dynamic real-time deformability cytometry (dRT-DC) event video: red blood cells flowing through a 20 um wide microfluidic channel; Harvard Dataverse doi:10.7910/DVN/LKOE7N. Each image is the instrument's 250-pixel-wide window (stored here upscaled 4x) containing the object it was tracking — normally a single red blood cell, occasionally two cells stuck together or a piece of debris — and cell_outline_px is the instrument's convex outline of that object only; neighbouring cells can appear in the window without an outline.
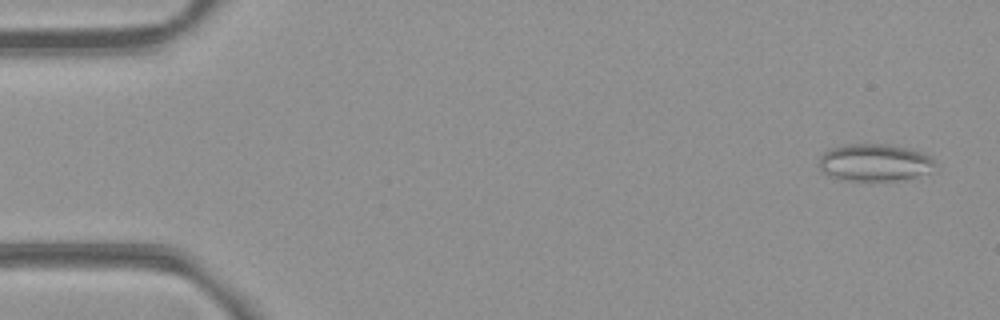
{"species": "common noctule bat (a hibernating species)", "species_latin": "Nyctalus noctula", "temperature_condition": "room temperature", "stored_images_in_passage": 52, "camera_frame_rate_fps": 3000, "um_per_image_px": 0.085, "animal": {"sex": "female", "body_mass_g": 21.9}, "frame": {"image": 1, "passage_image": 3, "time_ms": 0.667, "image_size_px": [1000, 320], "cell_outline_px": [[932, 164], [928, 172], [916, 176], [896, 180], [844, 180], [828, 176], [820, 168], [820, 156], [824, 152], [832, 148], [848, 144], [884, 144], [908, 148], [920, 152], [928, 156], [932, 160]], "centroid_in_image_um": [74.27, 13.81], "position_along_channel_um": 10.7, "area_um2": 24.57}}
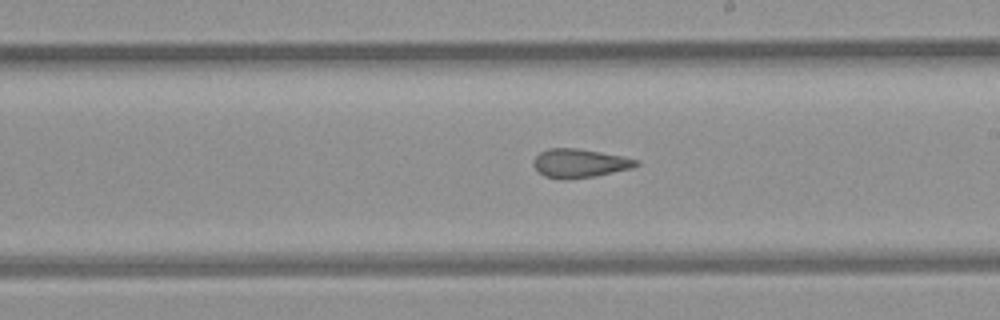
{"frame": {"image": 2, "passage_image": 31, "time_ms": 10.0, "image_size_px": [1000, 320], "cell_outline_px": [[640, 164], [632, 168], [596, 176], [544, 176], [532, 164], [532, 160], [540, 152], [548, 148], [576, 148], [600, 152], [620, 156], [636, 160]], "centroid_in_image_um": [49.27, 13.83], "position_along_channel_um": 239.7, "area_um2": 16.36}}
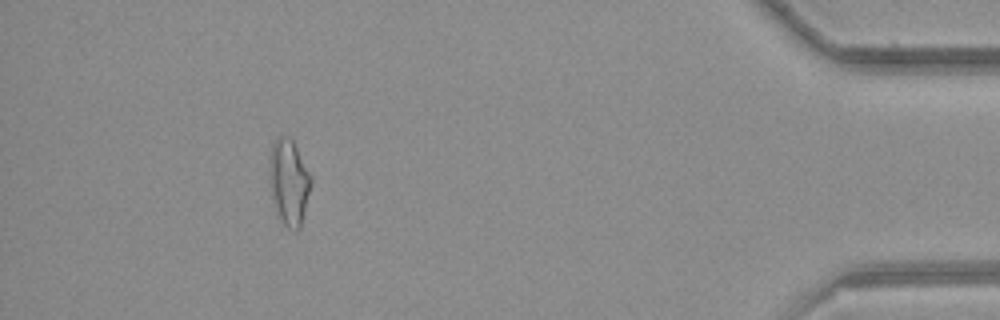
{"frame": {"image": 3, "passage_image": 49, "time_ms": 16.0, "image_size_px": [1000, 320], "cell_outline_px": [[312, 180], [300, 228], [296, 232], [288, 228], [280, 220], [276, 212], [272, 200], [272, 144], [276, 136], [288, 136], [292, 140], [312, 176]], "centroid_in_image_um": [24.6, 15.52], "position_along_channel_um": 410.6, "area_um2": 20.11}, "authors_computed_cell_mechanics": {"area_um2": 18.9584, "velocity_mm_per_s": 3.9094, "shape_relaxation_time_tau1_ms": null, "shape_relaxation_time_tau2_ms": 2.6501, "deformation_change_tau1": null, "deformation_change_tau2": 0.0931}}